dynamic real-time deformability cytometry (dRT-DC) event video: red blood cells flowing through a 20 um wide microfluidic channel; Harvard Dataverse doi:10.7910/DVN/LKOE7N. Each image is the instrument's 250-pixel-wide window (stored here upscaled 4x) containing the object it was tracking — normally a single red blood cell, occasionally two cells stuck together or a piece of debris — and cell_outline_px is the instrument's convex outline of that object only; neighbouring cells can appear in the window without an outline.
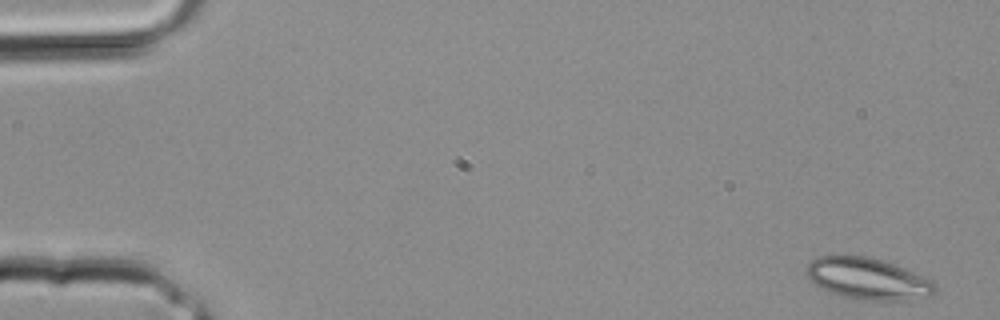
{"species": "common noctule bat (a hibernating species)", "species_latin": "Nyctalus noctula", "temperature_condition": "room temperature", "stored_images_in_passage": 33, "camera_frame_rate_fps": 3000, "um_per_image_px": 0.085, "animal": {"sex": "male", "body_mass_g": 20.4}, "frame": {"image": 1, "passage_image": 1, "time_ms": 0.0, "image_size_px": [1000, 320], "cell_outline_px": [[936, 288], [932, 296], [908, 300], [864, 300], [844, 296], [832, 292], [816, 284], [808, 276], [808, 264], [812, 260], [820, 256], [872, 256], [896, 264], [932, 280], [936, 284]], "centroid_in_image_um": [73.85, 23.68], "position_along_channel_um": 11.2, "area_um2": 30.87}}
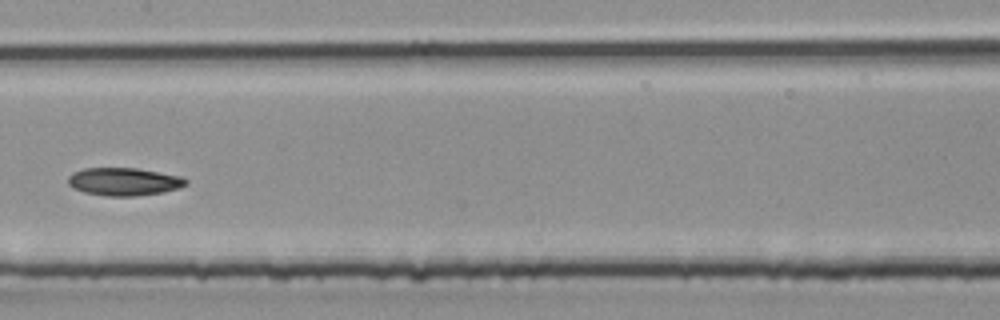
{"frame": {"image": 2, "passage_image": 17, "time_ms": 5.333, "image_size_px": [1000, 320], "cell_outline_px": [[188, 184], [180, 188], [164, 192], [136, 196], [108, 196], [84, 192], [72, 188], [68, 184], [68, 176], [72, 172], [84, 168], [136, 168], [180, 176], [188, 180]], "centroid_in_image_um": [10.53, 15.44], "position_along_channel_um": 196.9, "area_um2": 19.25}}
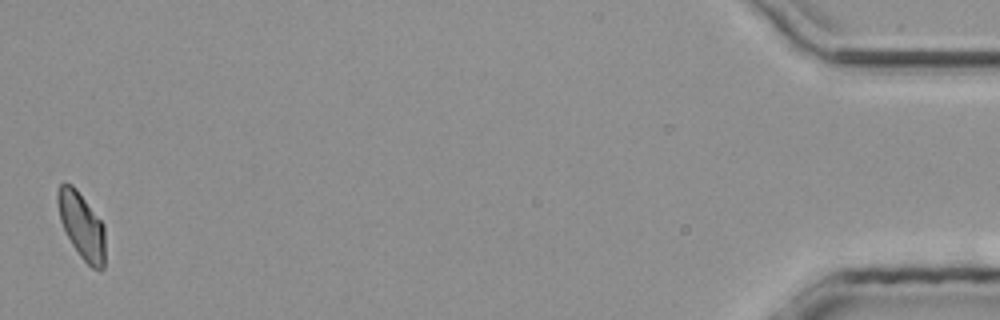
{"frame": {"image": 3, "passage_image": 33, "time_ms": 10.667, "image_size_px": [1000, 320], "cell_outline_px": [[104, 268], [100, 272], [92, 268], [80, 256], [72, 244], [60, 220], [56, 200], [56, 192], [60, 184], [64, 180], [72, 184], [76, 188], [104, 224]], "centroid_in_image_um": [6.93, 19.15], "position_along_channel_um": 428.3, "area_um2": 18.5}}